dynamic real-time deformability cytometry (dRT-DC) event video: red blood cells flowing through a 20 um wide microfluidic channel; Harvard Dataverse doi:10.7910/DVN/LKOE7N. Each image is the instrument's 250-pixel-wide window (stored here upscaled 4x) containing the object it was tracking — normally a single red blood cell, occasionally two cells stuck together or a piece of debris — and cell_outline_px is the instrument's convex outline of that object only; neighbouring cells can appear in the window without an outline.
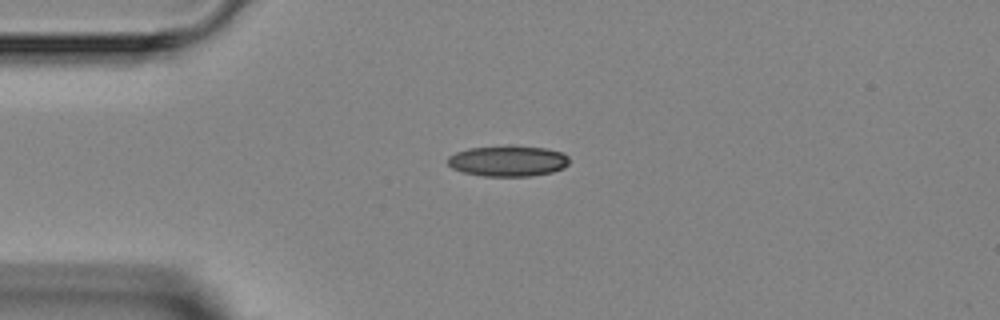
{"species": "Egyptian fruit bat (a non-hibernating species)", "species_latin": "Rousettus aegyptiacus", "temperature_condition": "room temperature", "stored_images_in_passage": 3, "camera_frame_rate_fps": 3000, "um_per_image_px": 0.085, "animal": {"sex": "female"}, "frame": {"image": 1, "passage_image": 1, "time_ms": 0.0, "image_size_px": [1000, 320], "cell_outline_px": [[568, 164], [564, 168], [552, 172], [532, 176], [484, 176], [464, 172], [452, 168], [448, 164], [448, 156], [456, 152], [468, 148], [508, 144], [512, 144], [544, 148], [564, 152], [568, 156]], "centroid_in_image_um": [43.19, 13.66], "position_along_channel_um": 41.8, "area_um2": 22.25}}
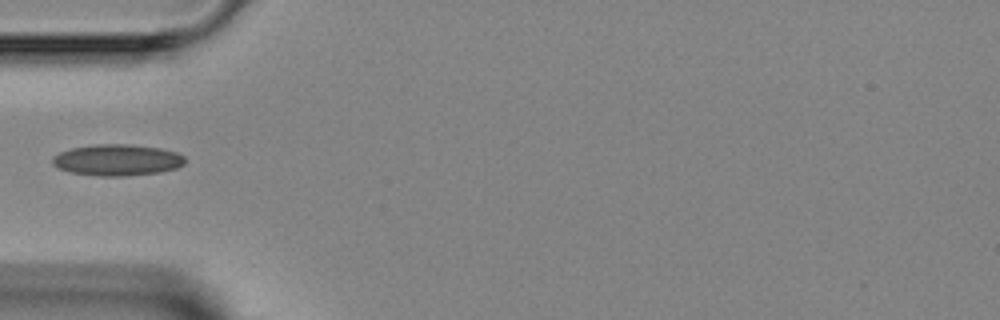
{"frame": {"image": 2, "passage_image": 2, "time_ms": 1.333, "image_size_px": [1000, 320], "cell_outline_px": [[184, 164], [176, 168], [160, 172], [124, 176], [100, 176], [72, 172], [60, 168], [52, 164], [52, 156], [60, 152], [72, 148], [96, 144], [128, 144], [160, 148], [176, 152], [184, 156]], "centroid_in_image_um": [9.97, 13.59], "position_along_channel_um": 75.0, "area_um2": 24.04}}
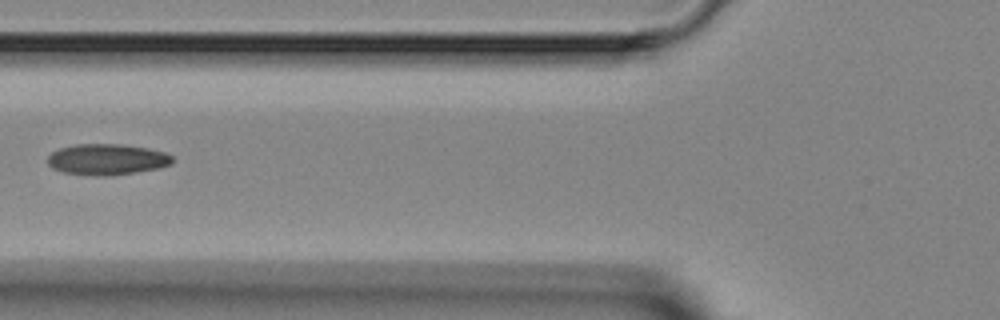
{"frame": {"image": 3, "passage_image": 3, "time_ms": 2.333, "image_size_px": [1000, 320], "cell_outline_px": [[172, 164], [156, 168], [108, 176], [96, 176], [64, 172], [52, 168], [48, 164], [48, 156], [52, 152], [60, 148], [76, 144], [120, 144], [148, 148], [164, 152], [172, 156]], "centroid_in_image_um": [9.07, 13.54], "position_along_channel_um": 116.7, "area_um2": 22.31}}